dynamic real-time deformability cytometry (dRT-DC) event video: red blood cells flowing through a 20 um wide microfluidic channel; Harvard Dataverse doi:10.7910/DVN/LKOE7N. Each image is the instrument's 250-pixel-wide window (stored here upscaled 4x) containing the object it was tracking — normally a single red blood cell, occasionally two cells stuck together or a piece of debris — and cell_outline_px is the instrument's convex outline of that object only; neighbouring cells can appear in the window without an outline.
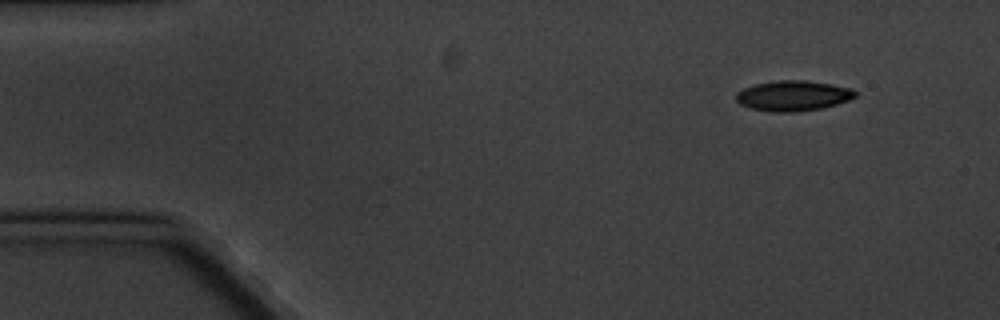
{"species": "common noctule bat (a hibernating species)", "species_latin": "Nyctalus noctula", "temperature_condition": "cold", "stored_images_in_passage": 4, "camera_frame_rate_fps": 3000, "um_per_image_px": 0.085, "animal": {"sex": "male", "body_mass_g": 20.1, "forearm_length_mm": 53.5}, "frame": {"image": 1, "passage_image": 1, "time_ms": 0.0, "image_size_px": [1000, 320], "cell_outline_px": [[856, 96], [848, 100], [836, 104], [820, 108], [796, 112], [772, 112], [752, 108], [740, 104], [736, 100], [736, 92], [744, 88], [756, 84], [780, 80], [804, 80], [832, 84], [852, 88], [856, 92]], "centroid_in_image_um": [67.41, 8.13], "position_along_channel_um": 17.6, "area_um2": 20.92}}
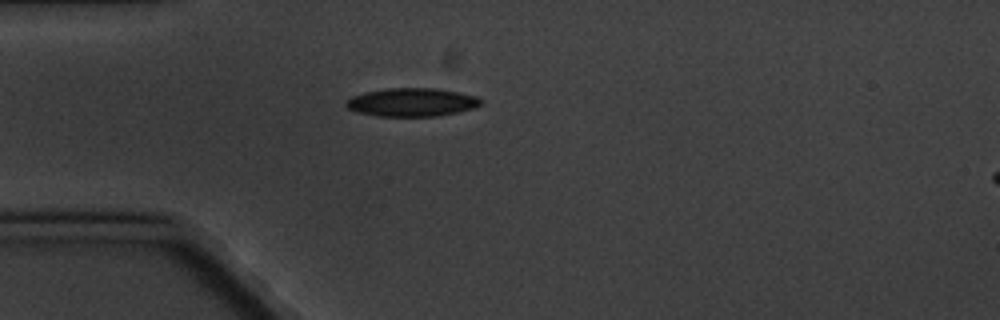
{"frame": {"image": 2, "passage_image": 4, "time_ms": 3.333, "image_size_px": [1000, 320], "cell_outline_px": [[484, 100], [476, 108], [460, 112], [436, 116], [376, 116], [356, 112], [348, 108], [344, 104], [344, 100], [352, 96], [364, 92], [388, 88], [436, 88], [476, 96]], "centroid_in_image_um": [34.99, 8.69], "position_along_channel_um": 50.0, "area_um2": 22.48}}